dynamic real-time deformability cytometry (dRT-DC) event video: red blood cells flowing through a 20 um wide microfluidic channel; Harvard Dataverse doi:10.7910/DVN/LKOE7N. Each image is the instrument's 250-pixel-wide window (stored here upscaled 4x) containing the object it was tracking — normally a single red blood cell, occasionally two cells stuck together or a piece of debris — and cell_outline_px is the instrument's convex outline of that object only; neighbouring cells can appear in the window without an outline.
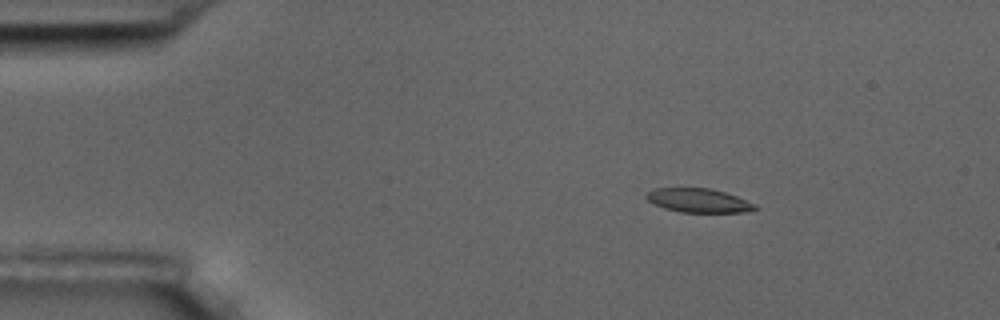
{"species": "common noctule bat (a hibernating species)", "species_latin": "Nyctalus noctula", "temperature_condition": "room temperature", "stored_images_in_passage": 4, "camera_frame_rate_fps": 3000, "um_per_image_px": 0.085, "animal": {"sex": "male", "body_mass_g": 17.5, "forearm_length_mm": 52.3}, "frame": {"image": 1, "passage_image": 2, "time_ms": 1.333, "image_size_px": [1000, 320], "cell_outline_px": [[760, 208], [744, 212], [680, 212], [664, 208], [648, 200], [644, 196], [648, 192], [656, 188], [712, 188], [736, 196], [756, 204]], "centroid_in_image_um": [59.4, 17.04], "position_along_channel_um": 25.6, "area_um2": 15.09}}